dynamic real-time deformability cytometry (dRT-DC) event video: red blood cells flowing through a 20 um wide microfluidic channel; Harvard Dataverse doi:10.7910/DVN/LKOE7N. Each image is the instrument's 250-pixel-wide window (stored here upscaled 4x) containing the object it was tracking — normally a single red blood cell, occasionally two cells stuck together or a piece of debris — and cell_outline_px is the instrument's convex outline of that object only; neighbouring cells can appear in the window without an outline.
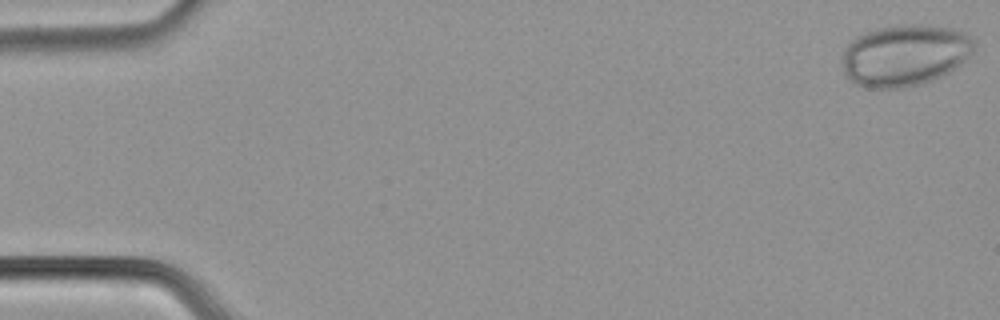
{"species": "common noctule bat (a hibernating species)", "species_latin": "Nyctalus noctula", "temperature_condition": "cold", "stored_images_in_passage": 54, "camera_frame_rate_fps": 3000, "um_per_image_px": 0.085, "animal": {"sex": "male", "body_mass_g": 21.5, "forearm_length_mm": 52.0}, "frame": {"image": 1, "passage_image": 1, "time_ms": 0.0, "image_size_px": [1000, 320], "cell_outline_px": [[972, 52], [960, 64], [948, 72], [932, 80], [920, 84], [896, 88], [872, 88], [856, 84], [844, 72], [844, 52], [848, 44], [856, 36], [864, 32], [880, 28], [900, 24], [920, 24], [952, 28], [964, 32], [972, 40]], "centroid_in_image_um": [76.9, 4.68], "position_along_channel_um": 8.1, "area_um2": 46.64}}
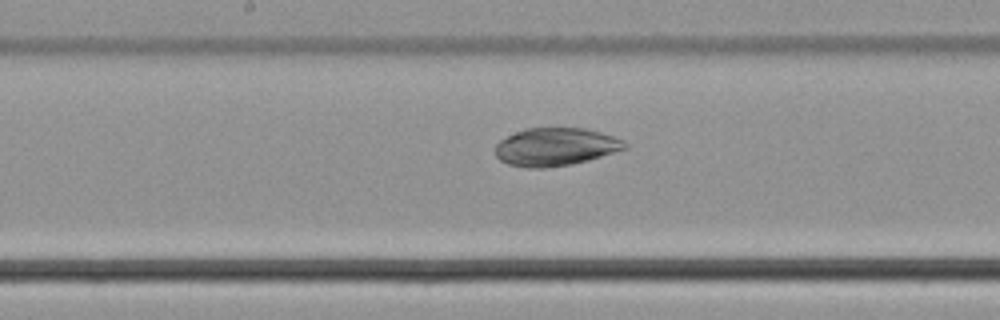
{"frame": {"image": 2, "passage_image": 28, "time_ms": 9.0, "image_size_px": [1000, 320], "cell_outline_px": [[628, 148], [588, 160], [572, 164], [544, 168], [528, 168], [508, 164], [500, 160], [496, 156], [496, 144], [500, 140], [524, 128], [584, 128], [600, 132], [624, 140], [628, 144]], "centroid_in_image_um": [47.23, 12.48], "position_along_channel_um": 201.0, "area_um2": 28.61}}
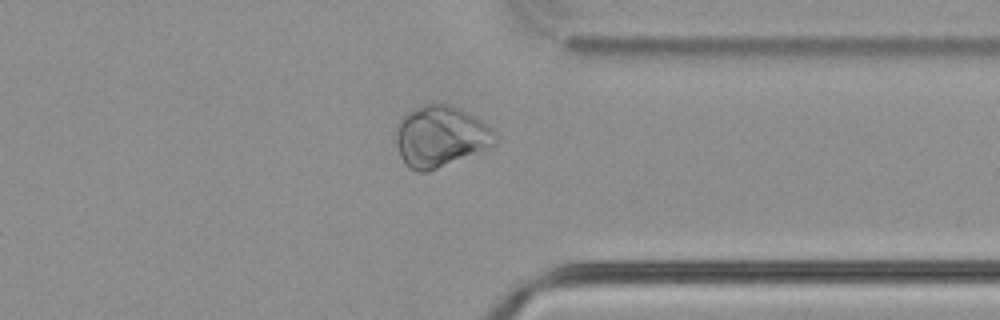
{"frame": {"image": 3, "passage_image": 42, "time_ms": 13.667, "image_size_px": [1000, 320], "cell_outline_px": [[496, 144], [428, 172], [420, 172], [412, 168], [400, 156], [396, 144], [396, 136], [400, 120], [408, 112], [424, 104], [436, 100], [452, 104], [476, 116], [492, 128], [496, 136]], "centroid_in_image_um": [37.46, 11.54], "position_along_channel_um": 373.9, "area_um2": 35.26}}